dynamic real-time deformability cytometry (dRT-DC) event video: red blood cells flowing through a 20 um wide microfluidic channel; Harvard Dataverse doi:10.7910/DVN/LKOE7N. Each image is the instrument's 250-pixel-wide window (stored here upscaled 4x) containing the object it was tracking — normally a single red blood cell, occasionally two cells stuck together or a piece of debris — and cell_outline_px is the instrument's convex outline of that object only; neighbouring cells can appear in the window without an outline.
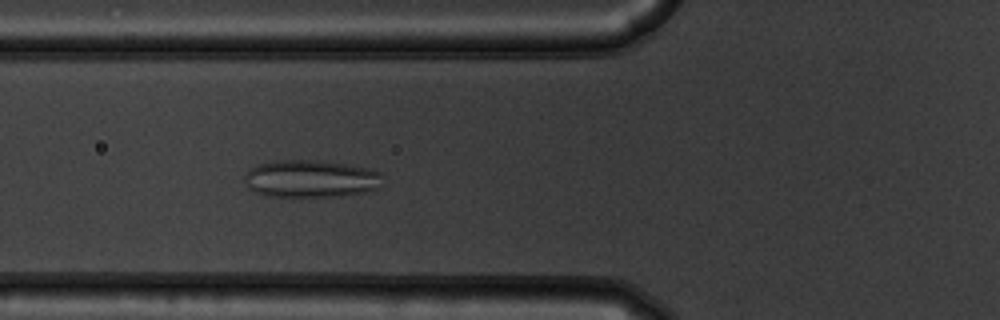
{"species": "common noctule bat (a hibernating species)", "species_latin": "Nyctalus noctula", "temperature_condition": "warm", "stored_images_in_passage": 47, "camera_frame_rate_fps": 3000, "um_per_image_px": 0.085, "animal": {"sex": "male", "body_mass_g": 19.5, "forearm_length_mm": 54.6}, "frame": {"image": 1, "passage_image": 14, "time_ms": 4.333, "image_size_px": [1000, 320], "cell_outline_px": [[380, 188], [364, 192], [328, 196], [268, 196], [256, 192], [248, 188], [244, 184], [244, 176], [256, 164], [280, 160], [316, 160], [348, 164], [368, 168], [380, 172]], "centroid_in_image_um": [26.38, 15.18], "position_along_channel_um": 99.4, "area_um2": 29.94}}
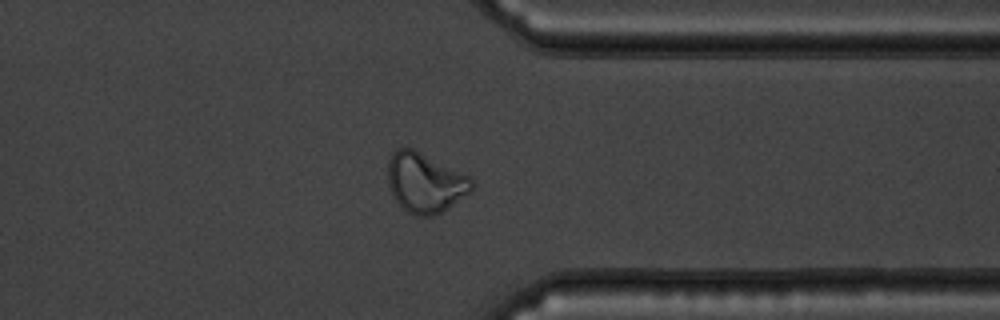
{"frame": {"image": 2, "passage_image": 36, "time_ms": 11.667, "image_size_px": [1000, 320], "cell_outline_px": [[476, 184], [472, 192], [448, 208], [432, 216], [420, 216], [408, 212], [396, 200], [388, 184], [388, 160], [392, 152], [396, 148], [412, 148], [468, 176]], "centroid_in_image_um": [36.14, 15.53], "position_along_channel_um": 375.3, "area_um2": 28.96}}
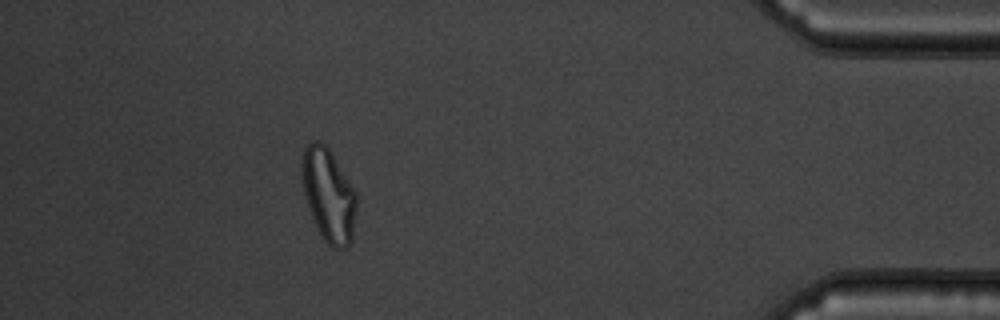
{"frame": {"image": 3, "passage_image": 42, "time_ms": 13.667, "image_size_px": [1000, 320], "cell_outline_px": [[356, 208], [352, 244], [348, 248], [332, 248], [324, 240], [308, 208], [304, 192], [300, 172], [300, 164], [304, 148], [312, 140], [320, 140], [332, 152], [356, 192]], "centroid_in_image_um": [27.92, 16.56], "position_along_channel_um": 407.3, "area_um2": 29.94}, "authors_computed_cell_mechanics": {"area_um2": 29.2468, "velocity_mm_per_s": 3.8006, "shape_relaxation_time_tau1_ms": null, "shape_relaxation_time_tau2_ms": 1.06, "deformation_change_tau1": null, "deformation_change_tau2": 0.0843}}